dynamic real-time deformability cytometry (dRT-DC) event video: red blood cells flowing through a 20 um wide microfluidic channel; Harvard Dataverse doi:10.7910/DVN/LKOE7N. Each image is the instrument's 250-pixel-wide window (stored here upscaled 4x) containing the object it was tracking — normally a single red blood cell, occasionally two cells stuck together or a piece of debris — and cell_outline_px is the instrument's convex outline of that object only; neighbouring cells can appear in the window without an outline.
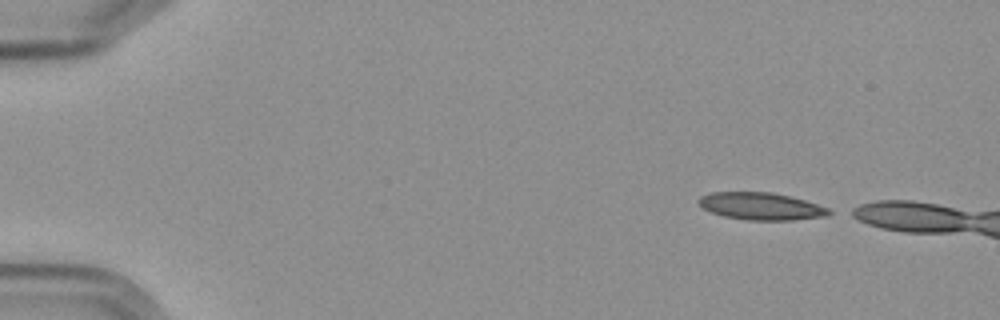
{"species": "Egyptian fruit bat (a non-hibernating species)", "species_latin": "Rousettus aegyptiacus", "temperature_condition": "cold", "stored_images_in_passage": 3, "camera_frame_rate_fps": 3000, "um_per_image_px": 0.085, "frame": {"image": 1, "passage_image": 1, "time_ms": 0.0, "image_size_px": [1000, 320], "cell_outline_px": [[832, 212], [824, 216], [792, 220], [748, 220], [724, 216], [712, 212], [704, 208], [696, 200], [700, 196], [712, 192], [772, 192], [804, 200], [828, 208]], "centroid_in_image_um": [64.66, 17.52], "position_along_channel_um": 20.3, "area_um2": 20.46}}